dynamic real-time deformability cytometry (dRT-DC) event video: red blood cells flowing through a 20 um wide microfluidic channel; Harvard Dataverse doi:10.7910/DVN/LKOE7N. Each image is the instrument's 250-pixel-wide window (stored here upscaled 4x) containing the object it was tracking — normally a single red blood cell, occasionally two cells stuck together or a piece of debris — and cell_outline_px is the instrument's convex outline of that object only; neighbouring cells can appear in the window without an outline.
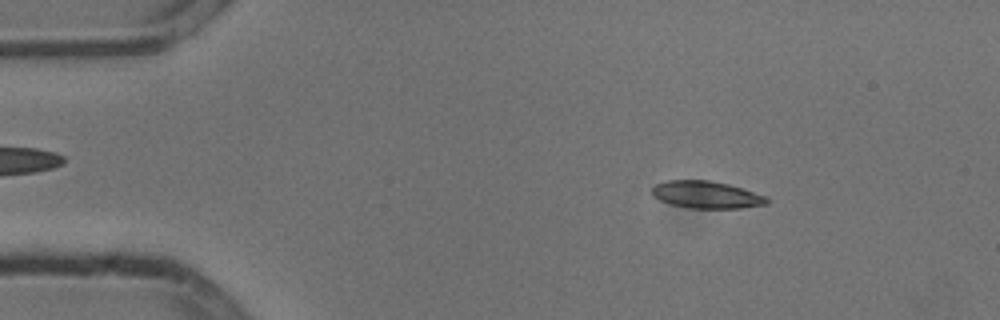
{"species": "common noctule bat (a hibernating species)", "species_latin": "Nyctalus noctula", "temperature_condition": "cold", "stored_images_in_passage": 22, "camera_frame_rate_fps": 3000, "um_per_image_px": 0.085, "animal": {"sex": "male", "body_mass_g": 13.3}, "frame": {"image": 1, "passage_image": 8, "time_ms": 2.333, "image_size_px": [1000, 320], "cell_outline_px": [[768, 204], [740, 208], [688, 208], [672, 204], [660, 200], [652, 196], [652, 188], [656, 184], [668, 180], [708, 180], [728, 184], [768, 196]], "centroid_in_image_um": [60.05, 16.55], "position_along_channel_um": 24.9, "area_um2": 18.21}}
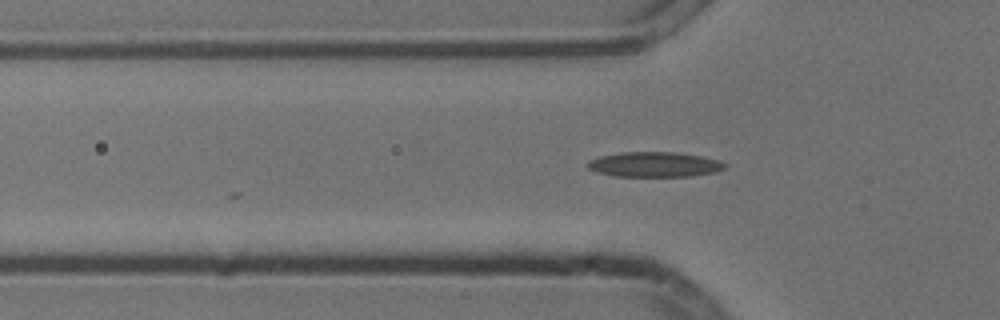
{"frame": {"image": 2, "passage_image": 17, "time_ms": 5.333, "image_size_px": [1000, 320], "cell_outline_px": [[728, 164], [724, 168], [716, 172], [692, 176], [616, 176], [596, 172], [588, 168], [588, 160], [600, 156], [624, 152], [676, 152], [700, 156], [716, 160]], "centroid_in_image_um": [55.62, 13.98], "position_along_channel_um": 70.2, "area_um2": 19.88}}
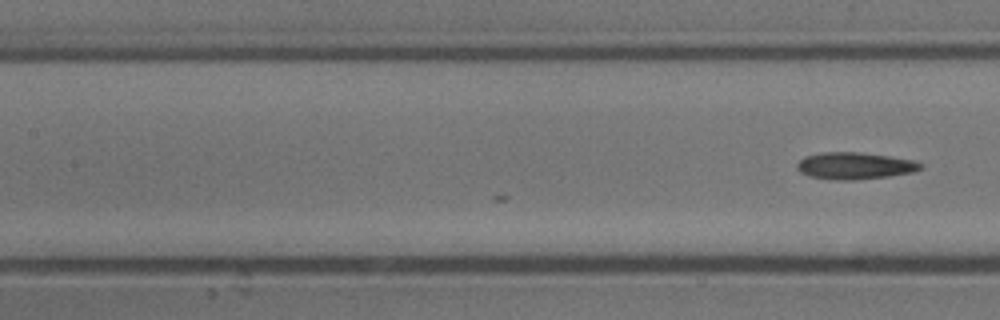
{"frame": {"image": 3, "passage_image": 22, "time_ms": 7.0, "image_size_px": [1000, 320], "cell_outline_px": [[924, 168], [912, 172], [888, 176], [852, 180], [836, 180], [812, 176], [800, 172], [796, 168], [796, 164], [804, 156], [824, 152], [860, 152], [888, 156], [912, 160], [924, 164]], "centroid_in_image_um": [72.66, 14.08], "position_along_channel_um": 134.7, "area_um2": 19.25}}